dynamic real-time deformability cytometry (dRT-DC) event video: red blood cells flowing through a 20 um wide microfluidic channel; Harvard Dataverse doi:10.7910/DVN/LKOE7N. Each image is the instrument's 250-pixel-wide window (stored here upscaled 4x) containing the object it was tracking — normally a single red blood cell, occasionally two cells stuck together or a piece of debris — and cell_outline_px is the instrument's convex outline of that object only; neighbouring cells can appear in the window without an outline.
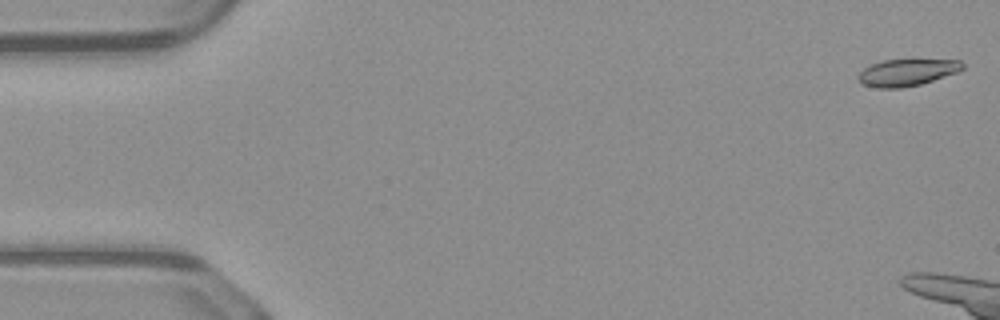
{"species": "common noctule bat (a hibernating species)", "species_latin": "Nyctalus noctula", "temperature_condition": "warm", "stored_images_in_passage": 9, "camera_frame_rate_fps": 3000, "um_per_image_px": 0.085, "animal": {"sex": "male", "body_mass_g": 23.1, "forearm_length_mm": 52.7}, "frame": {"image": 1, "passage_image": 1, "time_ms": 0.0, "image_size_px": [1000, 320], "cell_outline_px": [[964, 68], [956, 72], [920, 84], [900, 88], [880, 88], [864, 84], [856, 76], [864, 68], [872, 64], [884, 60], [960, 60], [964, 64]], "centroid_in_image_um": [77.08, 6.15], "position_along_channel_um": 7.9, "area_um2": 15.95}}